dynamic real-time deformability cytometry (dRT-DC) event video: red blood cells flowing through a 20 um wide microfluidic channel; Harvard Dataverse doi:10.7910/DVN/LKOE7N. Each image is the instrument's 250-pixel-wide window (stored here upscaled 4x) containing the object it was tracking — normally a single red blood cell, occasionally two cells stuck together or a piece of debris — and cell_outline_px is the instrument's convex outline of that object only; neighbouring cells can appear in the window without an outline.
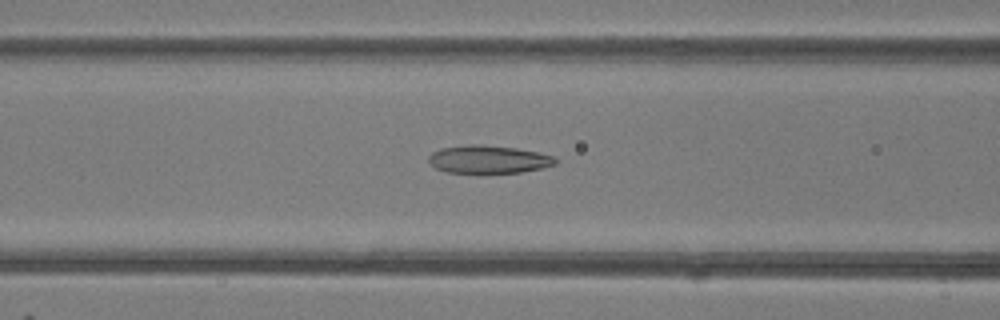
{"species": "common noctule bat (a hibernating species)", "species_latin": "Nyctalus noctula", "temperature_condition": "room temperature", "stored_images_in_passage": 48, "camera_frame_rate_fps": 3000, "um_per_image_px": 0.085, "animal": {"sex": "female"}, "frame": {"image": 1, "passage_image": 19, "time_ms": 6.0, "image_size_px": [1000, 320], "cell_outline_px": [[556, 164], [544, 168], [520, 172], [448, 172], [436, 168], [428, 160], [428, 156], [432, 152], [440, 148], [468, 144], [480, 144], [516, 148], [540, 152], [556, 156]], "centroid_in_image_um": [41.55, 13.52], "position_along_channel_um": 125.0, "area_um2": 20.63}}
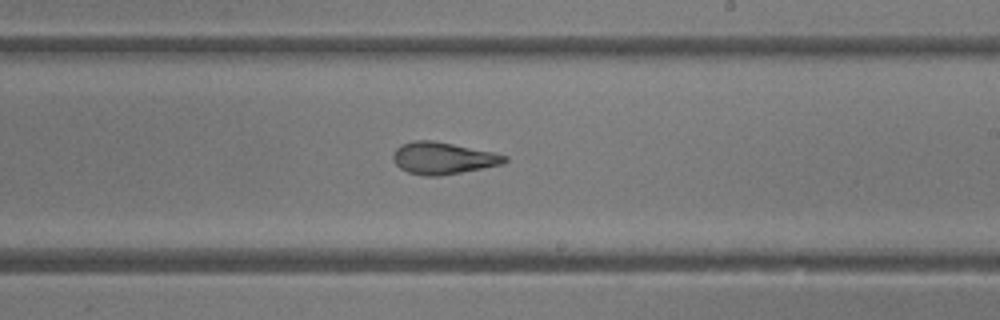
{"frame": {"image": 2, "passage_image": 28, "time_ms": 9.0, "image_size_px": [1000, 320], "cell_outline_px": [[508, 160], [504, 164], [484, 168], [440, 176], [424, 176], [408, 172], [400, 168], [392, 160], [392, 156], [396, 148], [400, 144], [416, 140], [432, 140], [492, 152], [508, 156]], "centroid_in_image_um": [37.64, 13.45], "position_along_channel_um": 251.4, "area_um2": 20.81}}
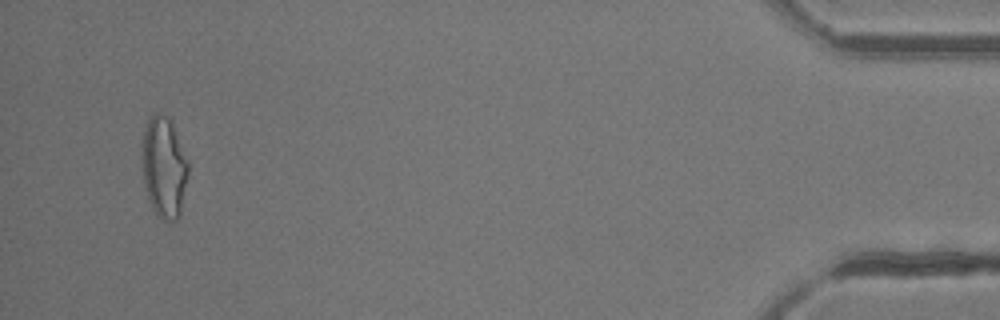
{"frame": {"image": 3, "passage_image": 46, "time_ms": 15.0, "image_size_px": [1000, 320], "cell_outline_px": [[188, 176], [180, 216], [176, 220], [164, 220], [156, 216], [152, 208], [144, 184], [140, 152], [140, 148], [144, 128], [148, 116], [156, 112], [172, 120], [188, 160]], "centroid_in_image_um": [13.92, 14.18], "position_along_channel_um": 421.3, "area_um2": 27.92}, "authors_computed_cell_mechanics": {"area_um2": 23.12, "velocity_mm_per_s": 4.1992, "shape_relaxation_time_tau1_ms": null, "shape_relaxation_time_tau2_ms": 2.0655, "deformation_change_tau1": null, "deformation_change_tau2": 0.1002}}